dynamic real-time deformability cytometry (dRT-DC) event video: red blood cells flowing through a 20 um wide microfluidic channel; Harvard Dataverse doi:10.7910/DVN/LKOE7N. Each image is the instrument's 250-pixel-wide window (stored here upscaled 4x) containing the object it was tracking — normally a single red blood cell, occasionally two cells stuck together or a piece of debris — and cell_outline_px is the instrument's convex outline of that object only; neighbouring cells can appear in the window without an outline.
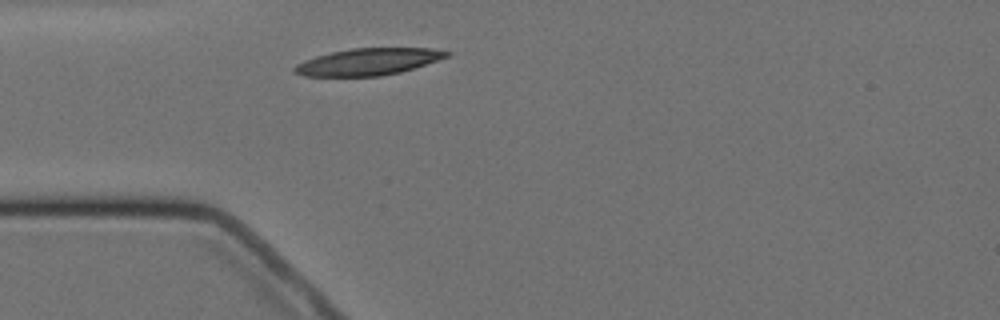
{"species": "Egyptian fruit bat (a non-hibernating species)", "species_latin": "Rousettus aegyptiacus", "temperature_condition": "cold", "stored_images_in_passage": 1, "camera_frame_rate_fps": 3000, "um_per_image_px": 0.085, "animal": {"sex": "female"}, "frame": {"image": 1, "passage_image": 1, "time_ms": 0.0, "image_size_px": [1000, 320], "cell_outline_px": [[452, 52], [448, 56], [400, 72], [380, 76], [304, 76], [292, 72], [292, 68], [296, 64], [304, 60], [316, 56], [332, 52], [352, 48], [432, 48]], "centroid_in_image_um": [31.24, 5.25], "position_along_channel_um": 53.8, "area_um2": 23.64}}